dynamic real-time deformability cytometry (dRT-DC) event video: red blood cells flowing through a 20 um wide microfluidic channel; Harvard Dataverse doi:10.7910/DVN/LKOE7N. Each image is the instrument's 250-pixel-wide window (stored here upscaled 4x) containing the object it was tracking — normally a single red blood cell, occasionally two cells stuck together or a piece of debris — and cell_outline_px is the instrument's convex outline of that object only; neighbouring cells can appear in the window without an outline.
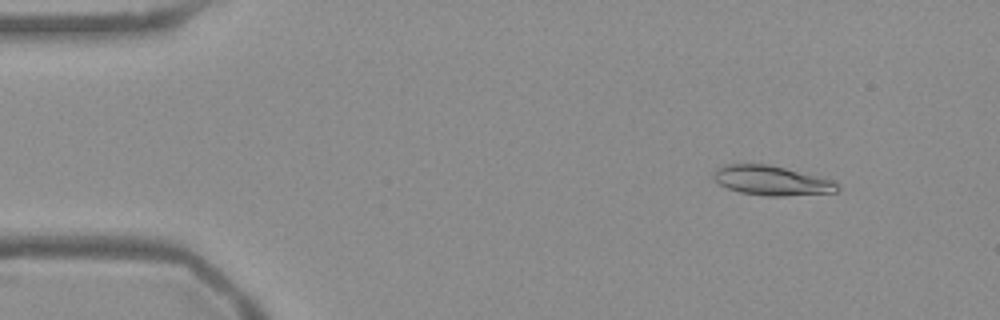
{"species": "Egyptian fruit bat (a non-hibernating species)", "species_latin": "Rousettus aegyptiacus", "temperature_condition": "warm", "stored_images_in_passage": 53, "camera_frame_rate_fps": 3000, "um_per_image_px": 0.085, "frame": {"image": 1, "passage_image": 6, "time_ms": 1.667, "image_size_px": [1000, 320], "cell_outline_px": [[840, 188], [836, 192], [784, 196], [764, 196], [740, 192], [728, 188], [720, 184], [712, 176], [712, 172], [716, 168], [724, 164], [768, 164], [832, 180], [840, 184]], "centroid_in_image_um": [65.57, 15.35], "position_along_channel_um": 19.4, "area_um2": 21.27}}
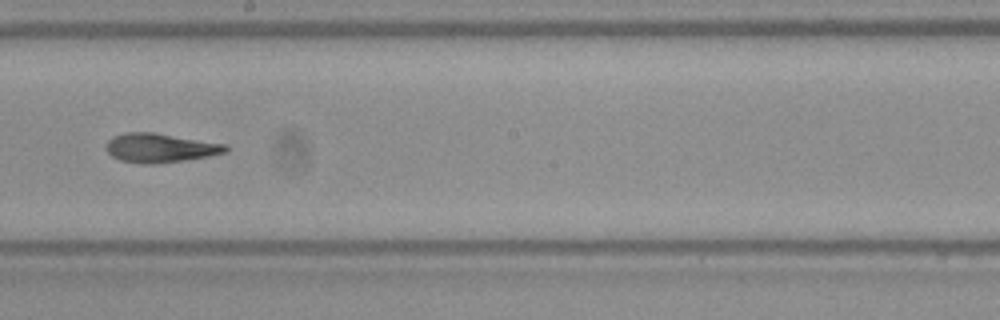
{"frame": {"image": 2, "passage_image": 30, "time_ms": 9.667, "image_size_px": [1000, 320], "cell_outline_px": [[228, 152], [208, 156], [184, 160], [152, 164], [144, 164], [120, 160], [112, 156], [104, 148], [104, 144], [112, 136], [124, 132], [152, 132], [228, 144]], "centroid_in_image_um": [13.59, 12.56], "position_along_channel_um": 234.6, "area_um2": 20.4}}
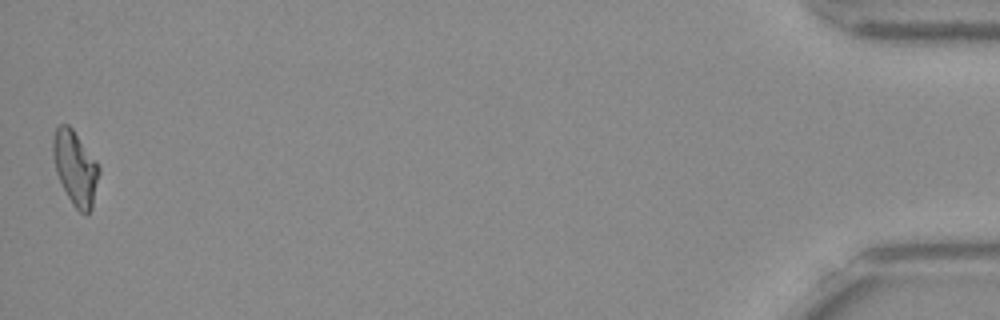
{"frame": {"image": 3, "passage_image": 53, "time_ms": 17.333, "image_size_px": [1000, 320], "cell_outline_px": [[100, 172], [92, 208], [88, 216], [84, 216], [72, 204], [56, 172], [52, 156], [52, 140], [56, 128], [60, 124], [68, 124], [72, 128], [96, 160], [100, 168]], "centroid_in_image_um": [6.41, 14.29], "position_along_channel_um": 428.8, "area_um2": 20.0}, "authors_computed_cell_mechanics": {"area_um2": 20.4612, "velocity_mm_per_s": 3.7869, "shape_relaxation_time_tau1_ms": null, "shape_relaxation_time_tau2_ms": 3.0156, "deformation_change_tau1": null, "deformation_change_tau2": 0.1128}}